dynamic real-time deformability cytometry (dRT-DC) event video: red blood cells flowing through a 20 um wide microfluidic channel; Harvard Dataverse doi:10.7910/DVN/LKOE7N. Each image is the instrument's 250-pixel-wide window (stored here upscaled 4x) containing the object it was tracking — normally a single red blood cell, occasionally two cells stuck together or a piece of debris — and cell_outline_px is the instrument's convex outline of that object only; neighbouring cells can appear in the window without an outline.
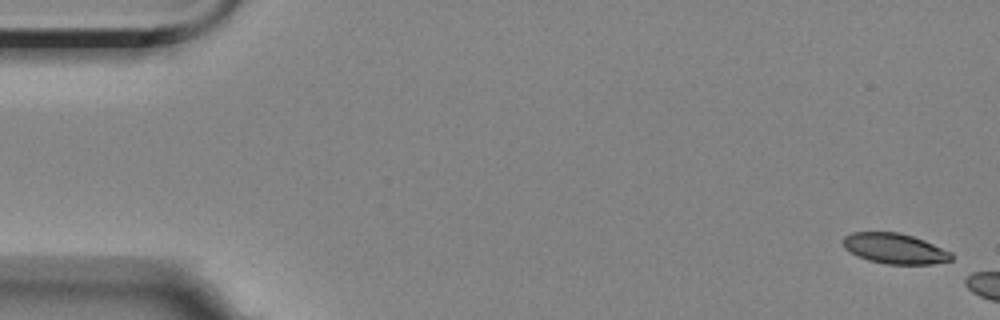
{"species": "Egyptian fruit bat (a non-hibernating species)", "species_latin": "Rousettus aegyptiacus", "temperature_condition": "room temperature", "stored_images_in_passage": 3, "camera_frame_rate_fps": 3000, "um_per_image_px": 0.085, "animal": {"sex": "female"}, "frame": {"image": 1, "passage_image": 1, "time_ms": 0.0, "image_size_px": [1000, 320], "cell_outline_px": [[952, 260], [932, 264], [888, 264], [868, 260], [844, 248], [844, 236], [852, 232], [900, 232], [924, 240], [952, 252]], "centroid_in_image_um": [76.08, 21.12], "position_along_channel_um": 8.9, "area_um2": 19.02}}